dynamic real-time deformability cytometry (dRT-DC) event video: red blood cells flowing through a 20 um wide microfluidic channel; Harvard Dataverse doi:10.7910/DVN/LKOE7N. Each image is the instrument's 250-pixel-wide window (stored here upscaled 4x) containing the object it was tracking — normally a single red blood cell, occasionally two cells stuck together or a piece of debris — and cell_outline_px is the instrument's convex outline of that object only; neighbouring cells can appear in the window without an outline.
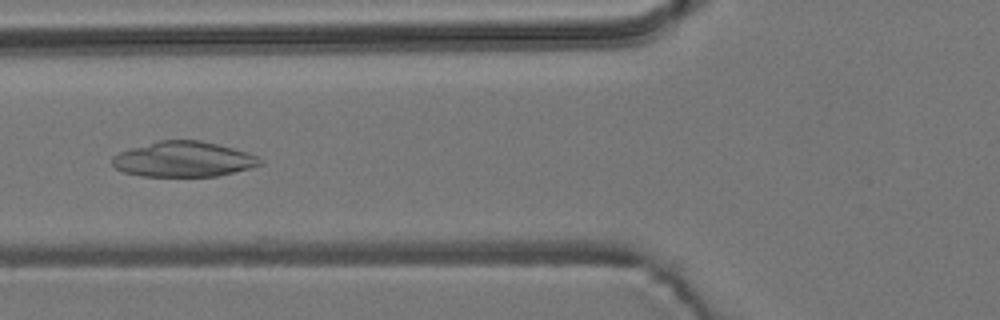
{"species": "common noctule bat (a hibernating species)", "species_latin": "Nyctalus noctula", "temperature_condition": "room temperature", "stored_images_in_passage": 55, "camera_frame_rate_fps": 3000, "um_per_image_px": 0.085, "animal": {"sex": "male", "body_mass_g": 19.2, "forearm_length_mm": 51.8}, "frame": {"image": 1, "passage_image": 21, "time_ms": 6.667, "image_size_px": [1000, 320], "cell_outline_px": [[264, 164], [252, 168], [216, 176], [140, 176], [124, 172], [116, 168], [112, 164], [112, 156], [120, 152], [132, 148], [160, 140], [200, 140], [248, 152], [264, 160]], "centroid_in_image_um": [15.63, 13.54], "position_along_channel_um": 110.2, "area_um2": 30.35}}
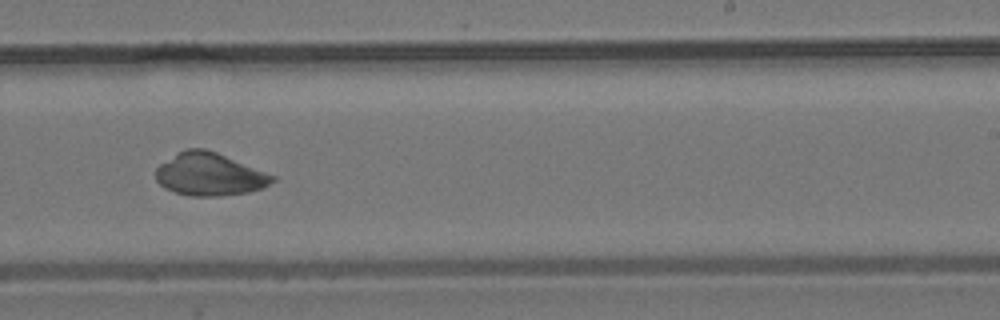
{"frame": {"image": 2, "passage_image": 34, "time_ms": 11.0, "image_size_px": [1000, 320], "cell_outline_px": [[276, 180], [260, 188], [248, 192], [220, 196], [192, 196], [176, 192], [164, 188], [156, 180], [156, 168], [160, 164], [184, 148], [204, 148], [216, 152], [276, 176]], "centroid_in_image_um": [17.79, 14.81], "position_along_channel_um": 271.2, "area_um2": 28.84}}
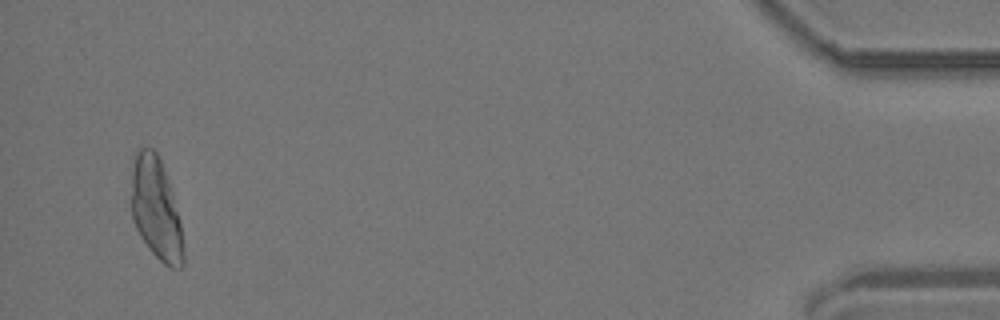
{"frame": {"image": 3, "passage_image": 53, "time_ms": 17.333, "image_size_px": [1000, 320], "cell_outline_px": [[184, 264], [180, 268], [172, 268], [164, 264], [148, 248], [140, 236], [132, 220], [132, 168], [136, 148], [152, 148], [156, 152], [160, 160], [180, 220], [184, 248]], "centroid_in_image_um": [13.25, 17.8], "position_along_channel_um": 421.9, "area_um2": 30.58}}